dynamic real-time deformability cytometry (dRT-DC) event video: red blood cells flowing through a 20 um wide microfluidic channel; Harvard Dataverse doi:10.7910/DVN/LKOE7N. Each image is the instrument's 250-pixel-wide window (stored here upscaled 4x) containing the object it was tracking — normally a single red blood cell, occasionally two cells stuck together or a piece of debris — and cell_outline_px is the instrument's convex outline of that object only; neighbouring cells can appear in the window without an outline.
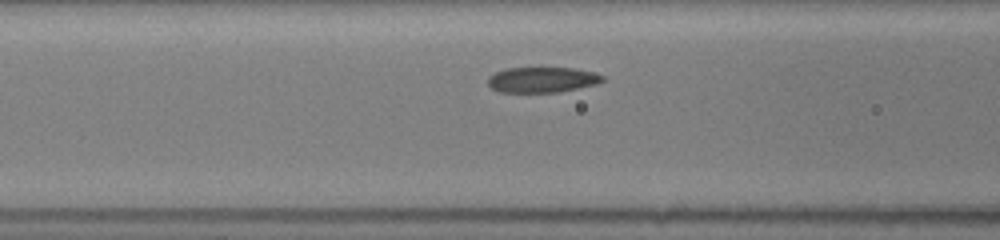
{"species": "common noctule bat (a hibernating species)", "species_latin": "Nyctalus noctula", "temperature_condition": "room temperature", "stored_images_in_passage": 53, "camera_frame_rate_fps": 3000, "um_per_image_px": 0.085, "animal": {"sex": "female", "body_mass_g": 19.5, "forearm_length_mm": 54.1}, "frame": {"image": 1, "passage_image": 14, "time_ms": 2.333, "image_size_px": [1000, 240], "cell_outline_px": [[608, 80], [596, 84], [580, 88], [556, 92], [500, 92], [492, 88], [488, 84], [488, 76], [504, 68], [572, 68], [596, 72], [604, 76]], "centroid_in_image_um": [46.13, 6.77], "position_along_channel_um": 120.5, "area_um2": 17.17}}
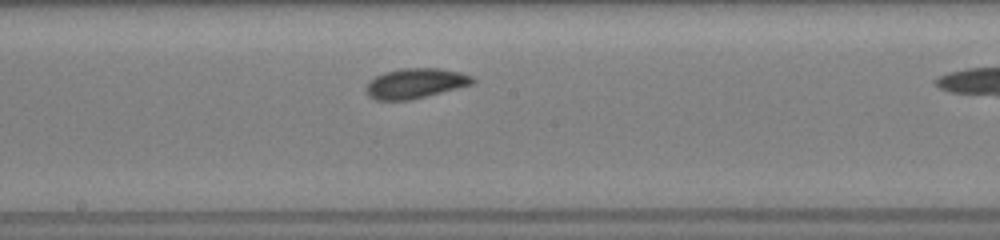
{"frame": {"image": 2, "passage_image": 27, "time_ms": 4.667, "image_size_px": [1000, 240], "cell_outline_px": [[476, 80], [472, 84], [412, 100], [376, 100], [368, 96], [364, 88], [368, 80], [384, 72], [400, 68], [440, 68], [460, 72], [472, 76]], "centroid_in_image_um": [35.27, 7.08], "position_along_channel_um": 212.9, "area_um2": 18.84}}
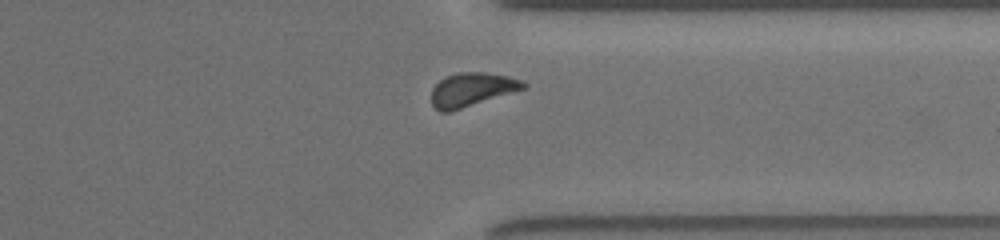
{"frame": {"image": 3, "passage_image": 49, "time_ms": 8.667, "image_size_px": [1000, 240], "cell_outline_px": [[528, 84], [524, 88], [448, 112], [440, 112], [432, 104], [432, 88], [444, 76], [456, 72], [484, 72], [508, 76], [524, 80]], "centroid_in_image_um": [40.08, 7.58], "position_along_channel_um": 371.3, "area_um2": 17.8}}